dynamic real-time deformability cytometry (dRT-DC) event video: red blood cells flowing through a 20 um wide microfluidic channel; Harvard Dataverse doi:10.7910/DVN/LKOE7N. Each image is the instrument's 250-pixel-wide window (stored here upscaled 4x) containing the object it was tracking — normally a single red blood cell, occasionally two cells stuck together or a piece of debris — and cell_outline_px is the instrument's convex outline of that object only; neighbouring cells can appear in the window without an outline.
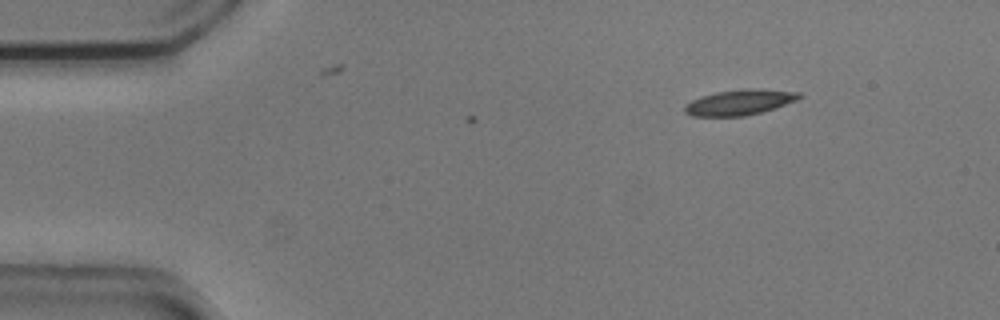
{"species": "common noctule bat (a hibernating species)", "species_latin": "Nyctalus noctula", "temperature_condition": "cold", "stored_images_in_passage": 2, "camera_frame_rate_fps": 3000, "um_per_image_px": 0.085, "animal": {"sex": "male", "body_mass_g": 20.5, "forearm_length_mm": 52.5}, "frame": {"image": 1, "passage_image": 2, "time_ms": 0.333, "image_size_px": [1000, 320], "cell_outline_px": [[804, 96], [796, 100], [760, 112], [744, 116], [692, 116], [684, 112], [684, 104], [700, 96], [716, 92], [744, 88], [760, 88], [800, 92]], "centroid_in_image_um": [62.84, 8.68], "position_along_channel_um": 22.2, "area_um2": 17.05}}